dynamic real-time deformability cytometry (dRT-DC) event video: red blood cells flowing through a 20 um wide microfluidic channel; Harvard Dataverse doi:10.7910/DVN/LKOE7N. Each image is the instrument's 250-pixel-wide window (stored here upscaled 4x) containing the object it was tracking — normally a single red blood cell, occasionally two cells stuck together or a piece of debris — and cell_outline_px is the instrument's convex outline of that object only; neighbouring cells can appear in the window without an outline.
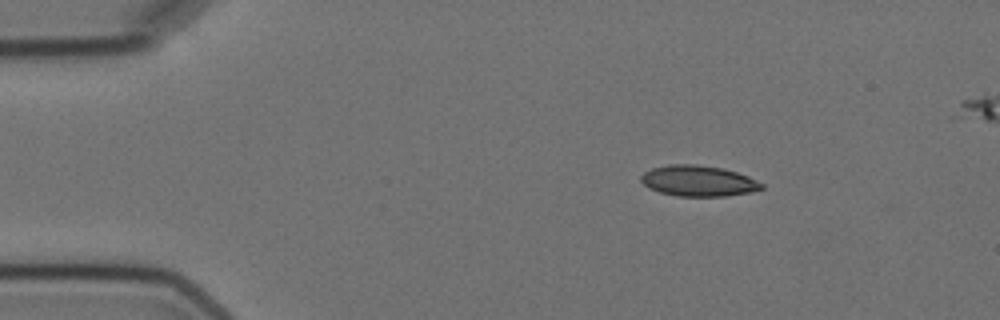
{"species": "Egyptian fruit bat (a non-hibernating species)", "species_latin": "Rousettus aegyptiacus", "temperature_condition": "cold", "stored_images_in_passage": 4, "camera_frame_rate_fps": 3000, "um_per_image_px": 0.085, "animal": {"sex": "female"}, "frame": {"image": 1, "passage_image": 1, "time_ms": 0.0, "image_size_px": [1000, 320], "cell_outline_px": [[764, 188], [752, 192], [724, 196], [676, 196], [660, 192], [648, 188], [640, 180], [640, 176], [644, 172], [652, 168], [668, 164], [692, 164], [724, 168], [748, 176], [764, 184]], "centroid_in_image_um": [59.35, 15.37], "position_along_channel_um": 25.6, "area_um2": 21.73}}